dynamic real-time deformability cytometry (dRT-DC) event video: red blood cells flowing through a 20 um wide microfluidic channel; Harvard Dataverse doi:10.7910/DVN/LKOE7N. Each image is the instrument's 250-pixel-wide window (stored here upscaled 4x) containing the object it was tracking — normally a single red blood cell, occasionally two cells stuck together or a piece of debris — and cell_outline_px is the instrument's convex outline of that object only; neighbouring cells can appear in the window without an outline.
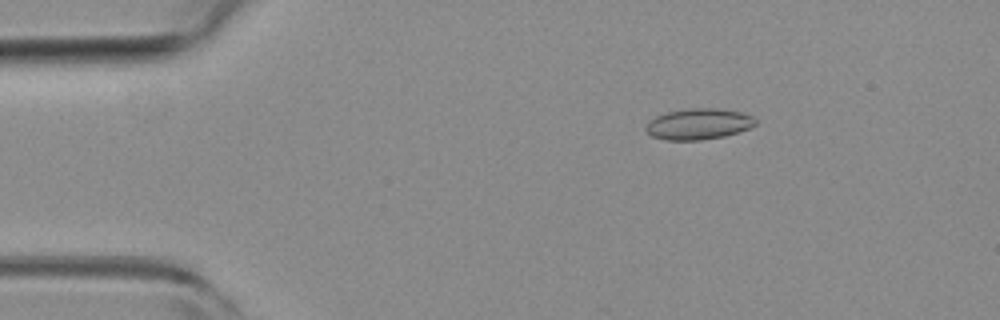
{"species": "common noctule bat (a hibernating species)", "species_latin": "Nyctalus noctula", "temperature_condition": "room temperature", "stored_images_in_passage": 19, "camera_frame_rate_fps": 3000, "um_per_image_px": 0.085, "animal": {"sex": "female", "body_mass_g": 19.3, "forearm_length_mm": 54.1}, "frame": {"image": 1, "passage_image": 8, "time_ms": 2.333, "image_size_px": [1000, 320], "cell_outline_px": [[756, 124], [748, 128], [724, 136], [700, 140], [664, 140], [652, 136], [644, 128], [648, 120], [656, 116], [668, 112], [688, 108], [720, 108], [740, 112], [752, 116], [756, 120]], "centroid_in_image_um": [59.34, 10.53], "position_along_channel_um": 25.7, "area_um2": 19.77}}
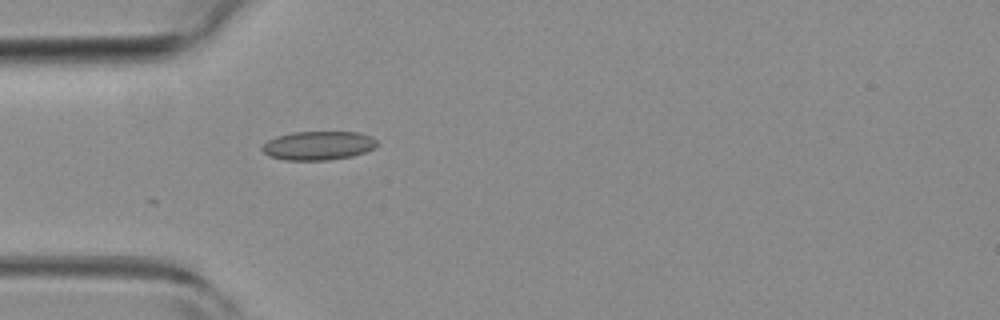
{"frame": {"image": 2, "passage_image": 15, "time_ms": 4.667, "image_size_px": [1000, 320], "cell_outline_px": [[380, 144], [376, 148], [352, 156], [328, 160], [284, 160], [268, 156], [260, 148], [268, 140], [276, 136], [292, 132], [360, 132], [372, 136]], "centroid_in_image_um": [27.08, 12.37], "position_along_channel_um": 57.9, "area_um2": 19.54}}
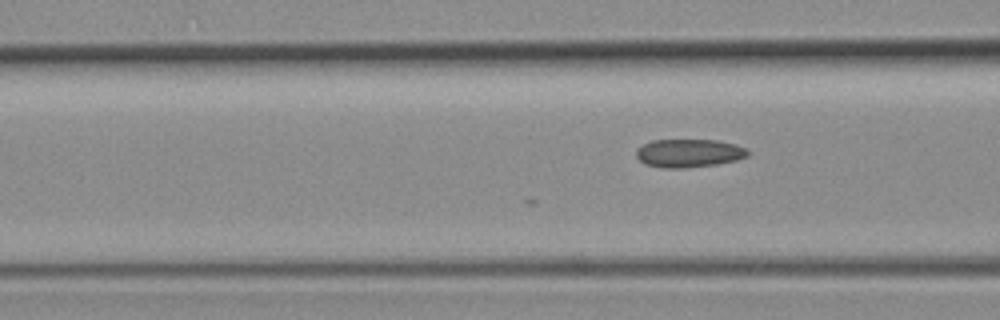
{"frame": {"image": 3, "passage_image": 19, "time_ms": 6.0, "image_size_px": [1000, 320], "cell_outline_px": [[748, 156], [736, 160], [716, 164], [684, 168], [664, 168], [644, 164], [636, 156], [636, 148], [652, 140], [716, 140], [748, 148]], "centroid_in_image_um": [58.53, 13.02], "position_along_channel_um": 108.1, "area_um2": 18.32}}